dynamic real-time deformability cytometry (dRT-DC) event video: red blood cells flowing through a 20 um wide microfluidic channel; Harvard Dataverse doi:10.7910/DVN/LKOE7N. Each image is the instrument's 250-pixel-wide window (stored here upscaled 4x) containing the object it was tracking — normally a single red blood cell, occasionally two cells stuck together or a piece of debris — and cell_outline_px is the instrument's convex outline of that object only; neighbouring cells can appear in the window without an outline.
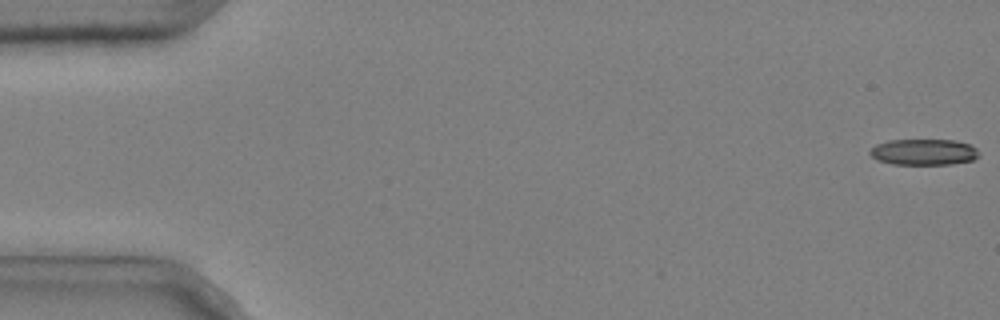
{"species": "common noctule bat (a hibernating species)", "species_latin": "Nyctalus noctula", "temperature_condition": "cold", "stored_images_in_passage": 51, "camera_frame_rate_fps": 3000, "um_per_image_px": 0.085, "animal": {"sex": "male", "body_mass_g": 20.4}, "frame": {"image": 1, "passage_image": 1, "time_ms": 0.0, "image_size_px": [1000, 320], "cell_outline_px": [[980, 156], [972, 160], [952, 164], [892, 164], [876, 160], [868, 152], [876, 144], [888, 140], [956, 140], [968, 144], [976, 148], [980, 152]], "centroid_in_image_um": [78.52, 12.92], "position_along_channel_um": 6.5, "area_um2": 16.65}}
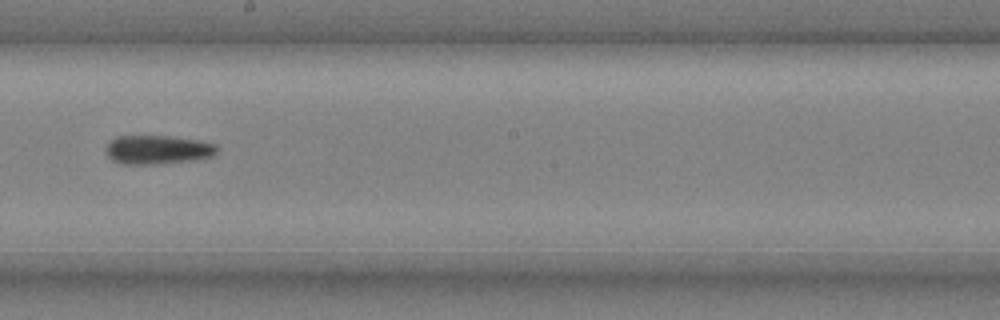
{"frame": {"image": 2, "passage_image": 31, "time_ms": 10.0, "image_size_px": [1000, 320], "cell_outline_px": [[216, 152], [212, 156], [196, 160], [156, 164], [124, 164], [112, 160], [108, 156], [104, 148], [108, 140], [116, 136], [168, 136], [196, 140], [216, 144]], "centroid_in_image_um": [13.34, 12.72], "position_along_channel_um": 234.9, "area_um2": 18.79}}
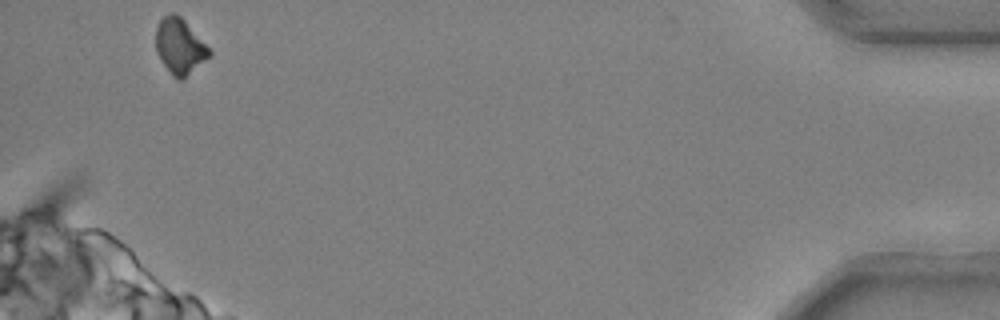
{"frame": {"image": 3, "passage_image": 51, "time_ms": 16.667, "image_size_px": [1000, 320], "cell_outline_px": [[212, 56], [180, 80], [172, 76], [156, 52], [156, 28], [160, 20], [168, 12], [176, 12], [184, 20], [212, 52]], "centroid_in_image_um": [15.27, 3.92], "position_along_channel_um": 419.9, "area_um2": 17.11}, "authors_computed_cell_mechanics": {"area_um2": 18.7272, "velocity_mm_per_s": 3.6993, "shape_relaxation_time_tau1_ms": 8.9382, "shape_relaxation_time_tau2_ms": null, "deformation_change_tau1": 0.1688, "deformation_change_tau2": null}}